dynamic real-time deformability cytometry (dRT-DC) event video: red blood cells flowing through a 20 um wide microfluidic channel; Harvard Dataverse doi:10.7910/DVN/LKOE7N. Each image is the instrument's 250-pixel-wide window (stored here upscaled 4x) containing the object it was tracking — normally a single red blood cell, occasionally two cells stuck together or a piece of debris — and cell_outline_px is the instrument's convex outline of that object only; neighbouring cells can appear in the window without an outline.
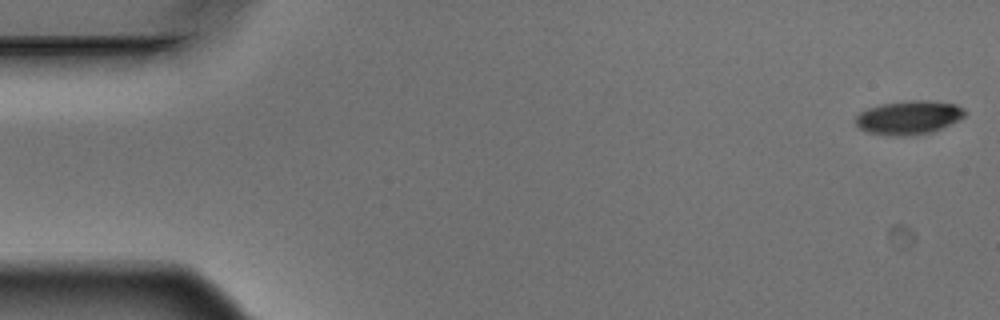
{"species": "Egyptian fruit bat (a non-hibernating species)", "species_latin": "Rousettus aegyptiacus", "temperature_condition": "warm", "stored_images_in_passage": 5, "camera_frame_rate_fps": 3000, "um_per_image_px": 0.085, "animal": {"sex": "male"}, "frame": {"image": 1, "passage_image": 1, "time_ms": 0.0, "image_size_px": [1000, 320], "cell_outline_px": [[968, 112], [964, 116], [932, 132], [908, 136], [892, 136], [868, 132], [860, 128], [856, 124], [856, 116], [860, 112], [868, 108], [884, 104], [912, 100], [928, 100], [956, 104], [964, 108]], "centroid_in_image_um": [77.25, 9.99], "position_along_channel_um": 7.7, "area_um2": 21.27}}
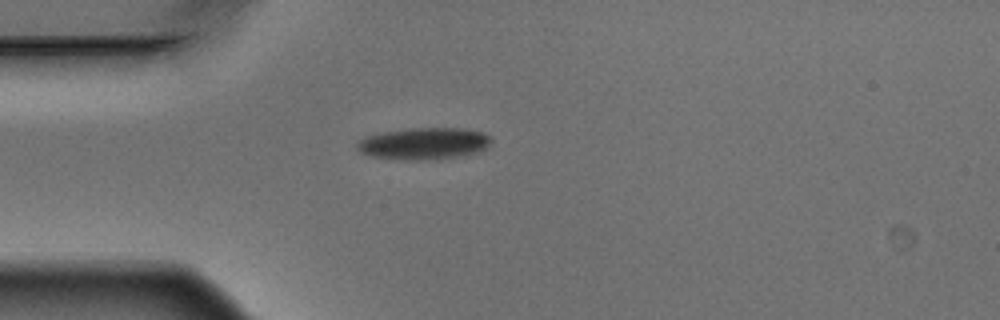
{"frame": {"image": 2, "passage_image": 4, "time_ms": 1.0, "image_size_px": [1000, 320], "cell_outline_px": [[492, 140], [484, 148], [476, 152], [460, 156], [424, 160], [408, 160], [372, 156], [360, 152], [356, 148], [356, 144], [364, 136], [384, 132], [408, 128], [464, 128], [484, 132]], "centroid_in_image_um": [36.0, 12.19], "position_along_channel_um": 49.0, "area_um2": 24.74}}